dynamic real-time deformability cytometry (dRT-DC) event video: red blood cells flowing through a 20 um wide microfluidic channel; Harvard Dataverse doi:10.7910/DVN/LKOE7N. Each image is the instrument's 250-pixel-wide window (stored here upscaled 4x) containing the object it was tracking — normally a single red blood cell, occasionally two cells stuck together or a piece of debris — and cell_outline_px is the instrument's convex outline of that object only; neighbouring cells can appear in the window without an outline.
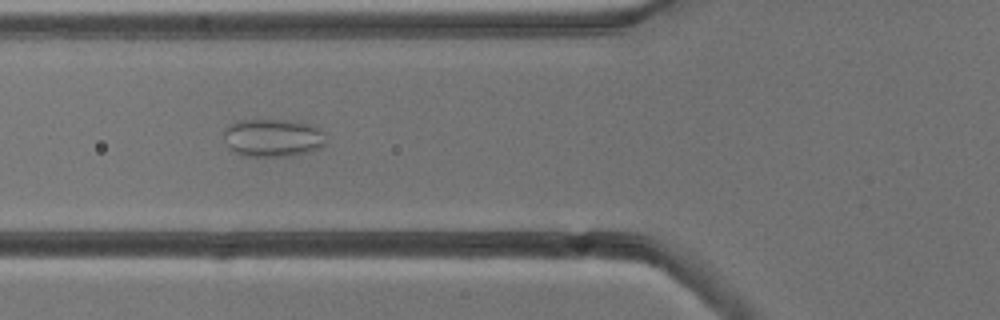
{"species": "common noctule bat (a hibernating species)", "species_latin": "Nyctalus noctula", "temperature_condition": "cold", "stored_images_in_passage": 8, "camera_frame_rate_fps": 3000, "um_per_image_px": 0.085, "animal": {"sex": "male", "body_mass_g": 13.3}, "frame": {"image": 1, "passage_image": 5, "time_ms": 4.667, "image_size_px": [1000, 320], "cell_outline_px": [[324, 148], [308, 152], [288, 156], [244, 156], [228, 148], [224, 136], [224, 128], [236, 120], [296, 120], [308, 124], [324, 132]], "centroid_in_image_um": [23.18, 11.71], "position_along_channel_um": 102.6, "area_um2": 22.72}}
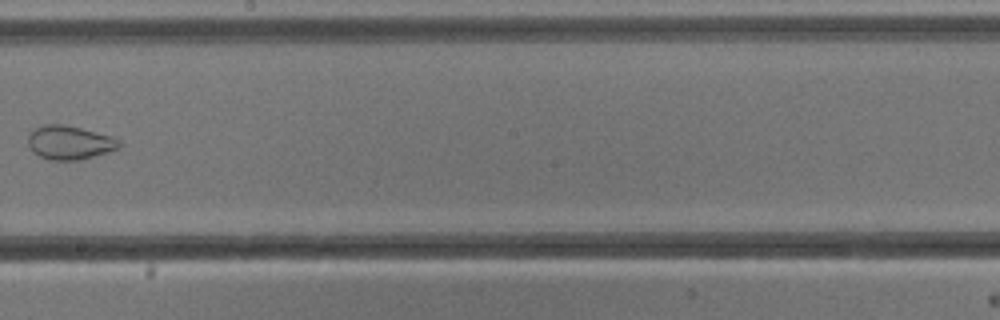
{"frame": {"image": 2, "passage_image": 8, "time_ms": 8.333, "image_size_px": [1000, 320], "cell_outline_px": [[124, 144], [120, 148], [108, 152], [76, 160], [52, 160], [40, 156], [32, 152], [28, 144], [28, 132], [44, 124], [64, 124], [112, 136], [120, 140]], "centroid_in_image_um": [5.92, 12.11], "position_along_channel_um": 242.3, "area_um2": 18.03}}